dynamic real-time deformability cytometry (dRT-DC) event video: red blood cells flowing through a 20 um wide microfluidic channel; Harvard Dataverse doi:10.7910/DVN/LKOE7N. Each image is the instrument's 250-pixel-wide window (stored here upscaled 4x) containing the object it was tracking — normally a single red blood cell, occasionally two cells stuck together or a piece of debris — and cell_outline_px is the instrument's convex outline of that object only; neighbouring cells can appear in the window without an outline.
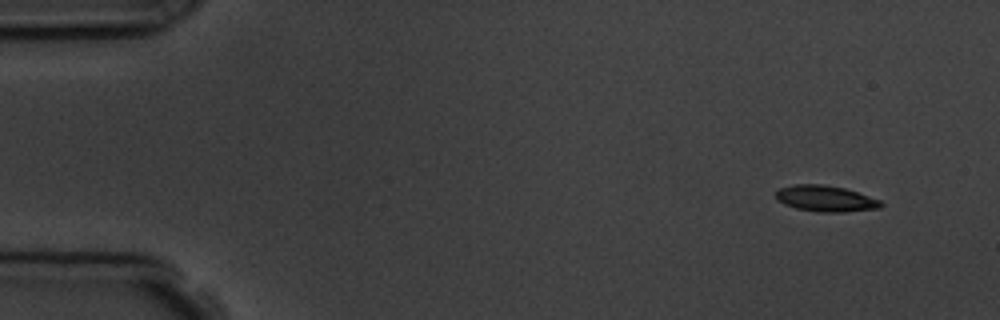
{"species": "common noctule bat (a hibernating species)", "species_latin": "Nyctalus noctula", "temperature_condition": "room temperature", "stored_images_in_passage": 7, "camera_frame_rate_fps": 3000, "um_per_image_px": 0.085, "animal": {"sex": "male", "body_mass_g": 19.5, "forearm_length_mm": 54.6}, "frame": {"image": 1, "passage_image": 1, "time_ms": 0.0, "image_size_px": [1000, 320], "cell_outline_px": [[884, 204], [880, 208], [844, 212], [820, 212], [796, 208], [784, 204], [776, 196], [776, 192], [780, 188], [796, 184], [824, 184], [844, 188], [880, 200]], "centroid_in_image_um": [70.19, 16.88], "position_along_channel_um": 14.8, "area_um2": 15.78}}
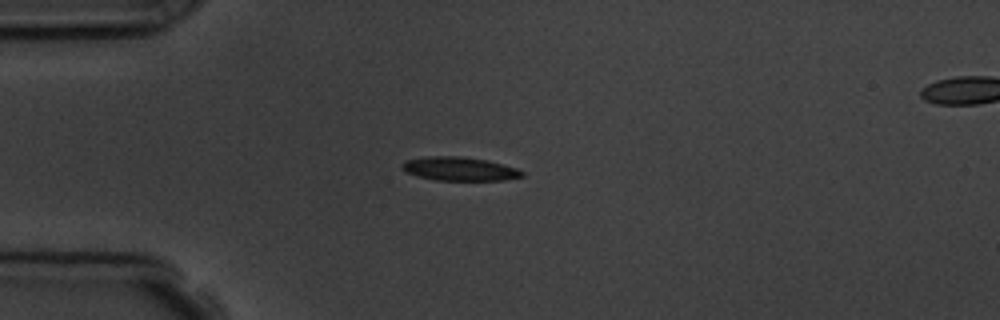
{"frame": {"image": 2, "passage_image": 4, "time_ms": 3.333, "image_size_px": [1000, 320], "cell_outline_px": [[524, 176], [504, 180], [436, 180], [416, 176], [400, 168], [400, 164], [404, 160], [428, 156], [460, 156], [488, 160], [516, 168], [524, 172]], "centroid_in_image_um": [39.02, 14.34], "position_along_channel_um": 46.0, "area_um2": 16.65}}